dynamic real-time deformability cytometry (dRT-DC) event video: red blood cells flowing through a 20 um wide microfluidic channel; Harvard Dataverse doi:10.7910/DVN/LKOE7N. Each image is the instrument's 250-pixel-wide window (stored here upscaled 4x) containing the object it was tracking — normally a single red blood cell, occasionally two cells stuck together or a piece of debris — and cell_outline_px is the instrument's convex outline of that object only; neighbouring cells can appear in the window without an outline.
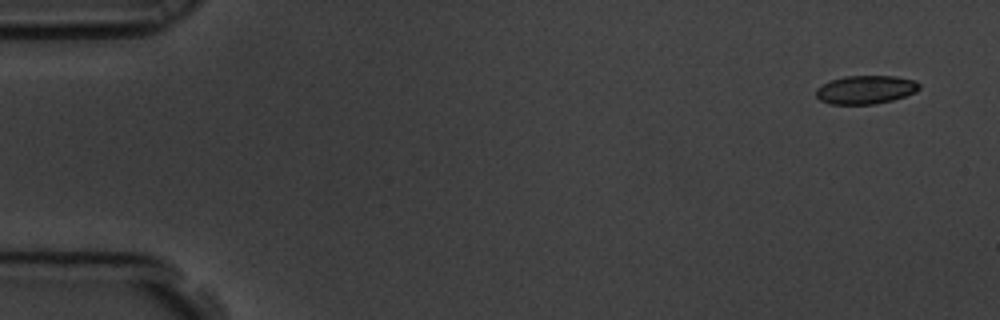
{"species": "common noctule bat (a hibernating species)", "species_latin": "Nyctalus noctula", "temperature_condition": "room temperature", "stored_images_in_passage": 4, "camera_frame_rate_fps": 3000, "um_per_image_px": 0.085, "animal": {"sex": "male", "body_mass_g": 19.5, "forearm_length_mm": 54.6}, "frame": {"image": 1, "passage_image": 1, "time_ms": 0.0, "image_size_px": [1000, 320], "cell_outline_px": [[920, 88], [916, 92], [892, 100], [876, 104], [832, 104], [820, 100], [816, 96], [816, 88], [820, 84], [844, 76], [896, 76], [916, 80], [920, 84]], "centroid_in_image_um": [73.59, 7.61], "position_along_channel_um": 11.4, "area_um2": 17.22}}